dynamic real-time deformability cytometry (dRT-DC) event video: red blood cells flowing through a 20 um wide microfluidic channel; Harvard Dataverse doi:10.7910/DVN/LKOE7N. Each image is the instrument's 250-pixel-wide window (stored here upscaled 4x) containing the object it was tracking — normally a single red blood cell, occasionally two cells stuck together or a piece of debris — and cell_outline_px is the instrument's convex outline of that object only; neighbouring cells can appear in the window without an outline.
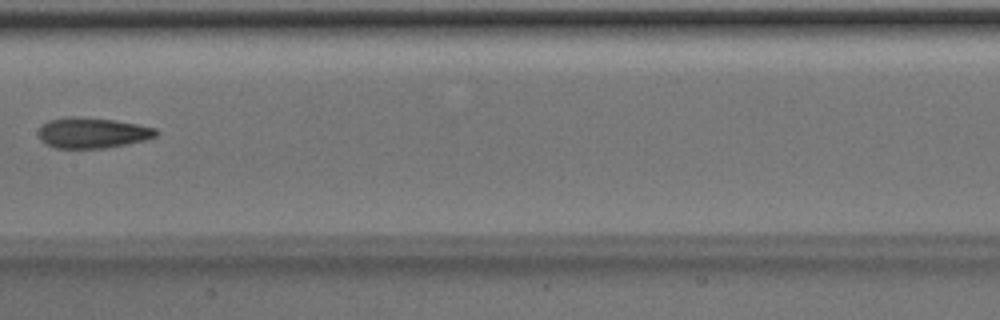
{"species": "Egyptian fruit bat (a non-hibernating species)", "species_latin": "Rousettus aegyptiacus", "temperature_condition": "room temperature", "stored_images_in_passage": 7, "camera_frame_rate_fps": 3000, "um_per_image_px": 0.085, "animal": {"sex": "male"}, "frame": {"image": 1, "passage_image": 6, "time_ms": 1.667, "image_size_px": [1000, 320], "cell_outline_px": [[160, 132], [156, 136], [144, 140], [104, 148], [56, 148], [44, 144], [40, 140], [40, 128], [48, 120], [68, 116], [80, 116], [116, 120], [156, 128]], "centroid_in_image_um": [7.85, 11.28], "position_along_channel_um": 199.6, "area_um2": 20.98}}
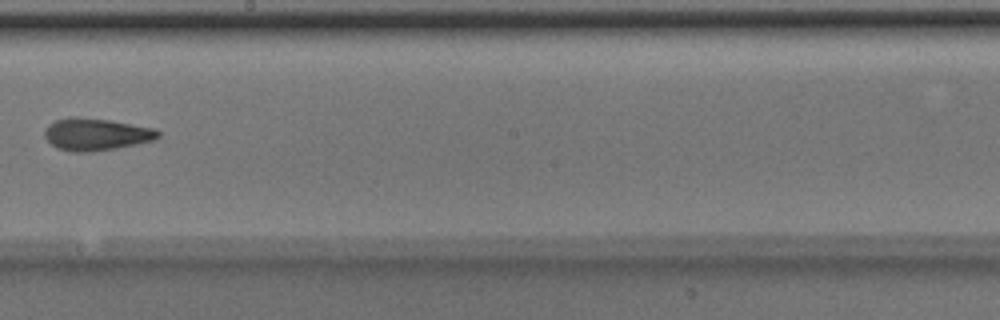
{"frame": {"image": 2, "passage_image": 7, "time_ms": 2.0, "image_size_px": [1000, 320], "cell_outline_px": [[160, 136], [156, 140], [116, 148], [88, 152], [72, 152], [56, 148], [44, 136], [44, 128], [48, 124], [56, 120], [76, 116], [108, 120], [156, 128], [160, 132]], "centroid_in_image_um": [8.17, 11.42], "position_along_channel_um": 240.0, "area_um2": 21.39}}